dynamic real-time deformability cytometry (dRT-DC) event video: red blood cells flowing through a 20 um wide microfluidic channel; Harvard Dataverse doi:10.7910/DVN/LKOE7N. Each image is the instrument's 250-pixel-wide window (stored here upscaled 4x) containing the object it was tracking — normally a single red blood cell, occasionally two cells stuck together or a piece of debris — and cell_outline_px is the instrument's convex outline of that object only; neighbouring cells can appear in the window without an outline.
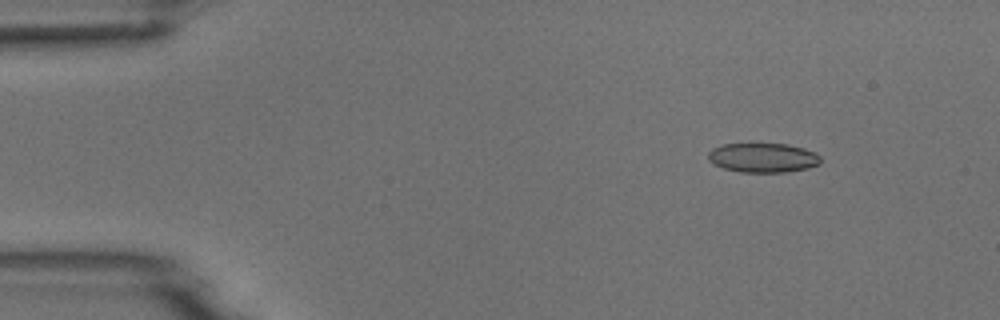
{"species": "common noctule bat (a hibernating species)", "species_latin": "Nyctalus noctula", "temperature_condition": "room temperature", "stored_images_in_passage": 9, "camera_frame_rate_fps": 3000, "um_per_image_px": 0.085, "animal": {"sex": "male", "body_mass_g": 18.8}, "frame": {"image": 1, "passage_image": 2, "time_ms": 1.0, "image_size_px": [1000, 320], "cell_outline_px": [[820, 164], [808, 168], [784, 172], [740, 172], [724, 168], [712, 164], [708, 160], [708, 152], [712, 148], [724, 144], [748, 140], [752, 140], [788, 144], [804, 148], [816, 152], [820, 156]], "centroid_in_image_um": [64.81, 13.34], "position_along_channel_um": 20.2, "area_um2": 20.35}}
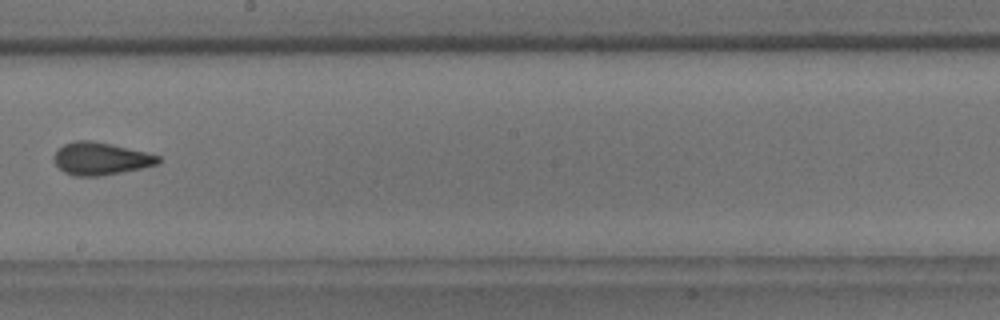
{"frame": {"image": 2, "passage_image": 8, "time_ms": 9.0, "image_size_px": [1000, 320], "cell_outline_px": [[164, 160], [160, 164], [100, 176], [72, 176], [64, 172], [52, 160], [52, 156], [64, 144], [76, 140], [88, 140], [112, 144], [160, 156]], "centroid_in_image_um": [8.56, 13.49], "position_along_channel_um": 239.6, "area_um2": 19.77}}
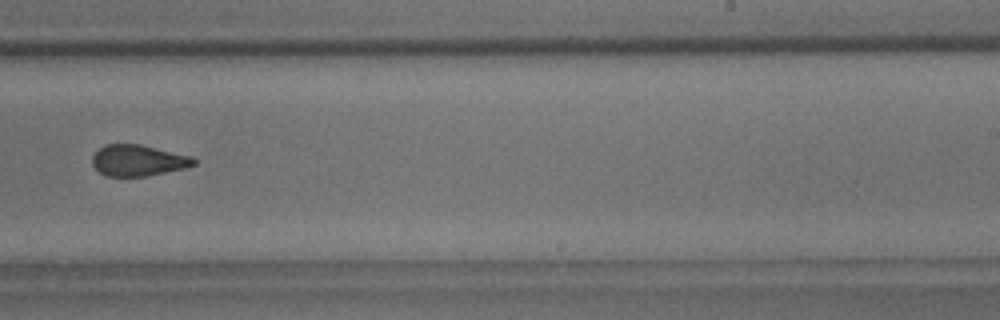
{"frame": {"image": 3, "passage_image": 9, "time_ms": 10.0, "image_size_px": [1000, 320], "cell_outline_px": [[196, 164], [184, 168], [148, 176], [104, 176], [92, 164], [92, 156], [104, 144], [140, 144], [192, 156], [196, 160]], "centroid_in_image_um": [11.74, 13.63], "position_along_channel_um": 277.3, "area_um2": 18.44}}